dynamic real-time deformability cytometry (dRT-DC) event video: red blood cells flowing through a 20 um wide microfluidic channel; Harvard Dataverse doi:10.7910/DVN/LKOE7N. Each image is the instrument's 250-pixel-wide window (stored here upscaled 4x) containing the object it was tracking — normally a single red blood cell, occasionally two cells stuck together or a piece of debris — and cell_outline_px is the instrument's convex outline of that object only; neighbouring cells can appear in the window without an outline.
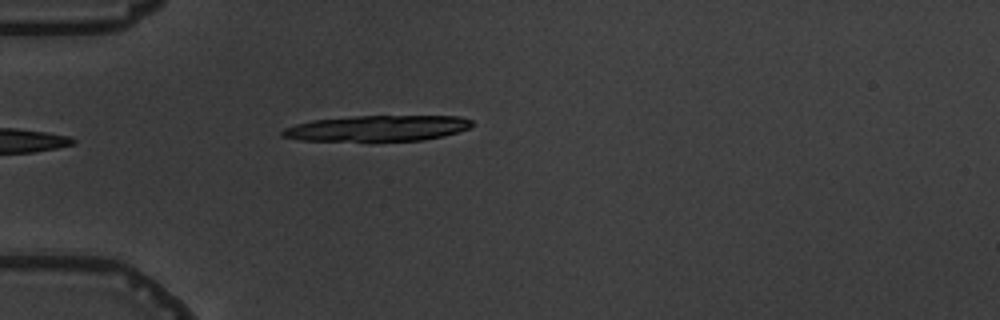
{"species": "common noctule bat (a hibernating species)", "species_latin": "Nyctalus noctula", "temperature_condition": "warm", "stored_images_in_passage": 3, "camera_frame_rate_fps": 3000, "um_per_image_px": 0.085, "animal": {"sex": "male", "body_mass_g": 19.5, "forearm_length_mm": 54.6}, "frame": {"image": 1, "passage_image": 3, "time_ms": 2.333, "image_size_px": [1000, 320], "cell_outline_px": [[472, 124], [468, 128], [456, 132], [424, 140], [300, 140], [280, 136], [280, 132], [284, 128], [296, 124], [312, 120], [356, 116], [460, 116], [472, 120]], "centroid_in_image_um": [32.04, 10.89], "position_along_channel_um": 53.0, "area_um2": 28.03}}